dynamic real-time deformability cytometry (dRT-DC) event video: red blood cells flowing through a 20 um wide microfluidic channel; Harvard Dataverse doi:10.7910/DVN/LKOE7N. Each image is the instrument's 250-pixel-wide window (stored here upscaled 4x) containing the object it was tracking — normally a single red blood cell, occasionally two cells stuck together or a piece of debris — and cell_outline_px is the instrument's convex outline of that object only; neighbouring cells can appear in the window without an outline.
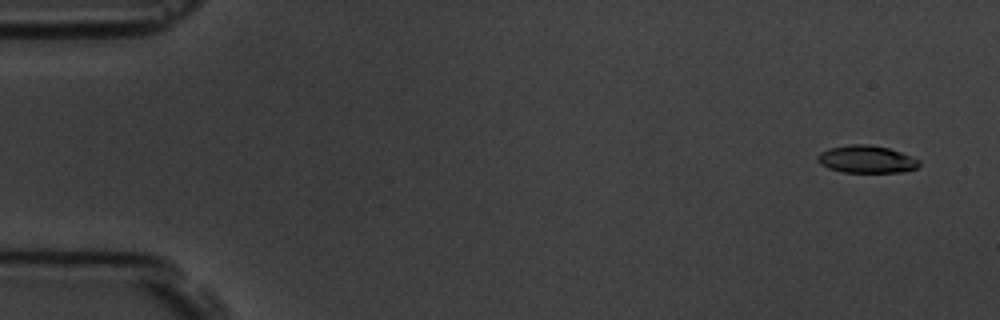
{"species": "common noctule bat (a hibernating species)", "species_latin": "Nyctalus noctula", "temperature_condition": "room temperature", "stored_images_in_passage": 5, "camera_frame_rate_fps": 3000, "um_per_image_px": 0.085, "animal": {"sex": "male", "body_mass_g": 19.5, "forearm_length_mm": 54.6}, "frame": {"image": 1, "passage_image": 1, "time_ms": 0.0, "image_size_px": [1000, 320], "cell_outline_px": [[920, 164], [916, 168], [900, 172], [844, 172], [828, 168], [820, 164], [816, 160], [816, 156], [820, 152], [828, 148], [852, 144], [868, 144], [888, 148], [900, 152], [920, 160]], "centroid_in_image_um": [73.61, 13.53], "position_along_channel_um": 11.4, "area_um2": 16.24}}
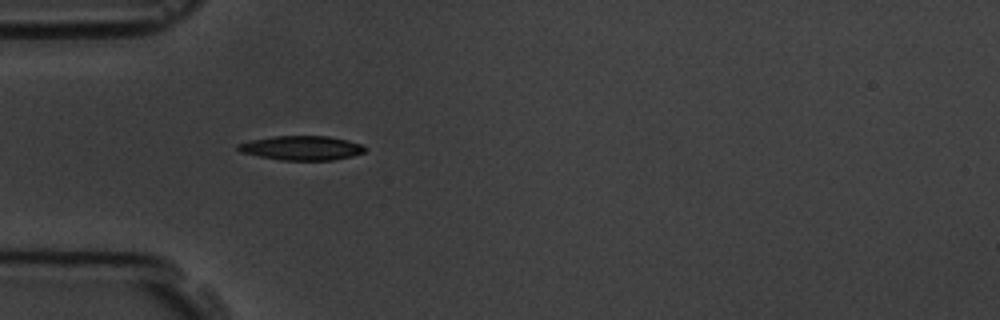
{"frame": {"image": 2, "passage_image": 5, "time_ms": 4.667, "image_size_px": [1000, 320], "cell_outline_px": [[364, 152], [352, 156], [332, 160], [280, 160], [240, 152], [236, 148], [236, 144], [248, 140], [272, 136], [328, 136], [348, 140], [364, 144]], "centroid_in_image_um": [25.61, 12.57], "position_along_channel_um": 59.4, "area_um2": 18.09}}